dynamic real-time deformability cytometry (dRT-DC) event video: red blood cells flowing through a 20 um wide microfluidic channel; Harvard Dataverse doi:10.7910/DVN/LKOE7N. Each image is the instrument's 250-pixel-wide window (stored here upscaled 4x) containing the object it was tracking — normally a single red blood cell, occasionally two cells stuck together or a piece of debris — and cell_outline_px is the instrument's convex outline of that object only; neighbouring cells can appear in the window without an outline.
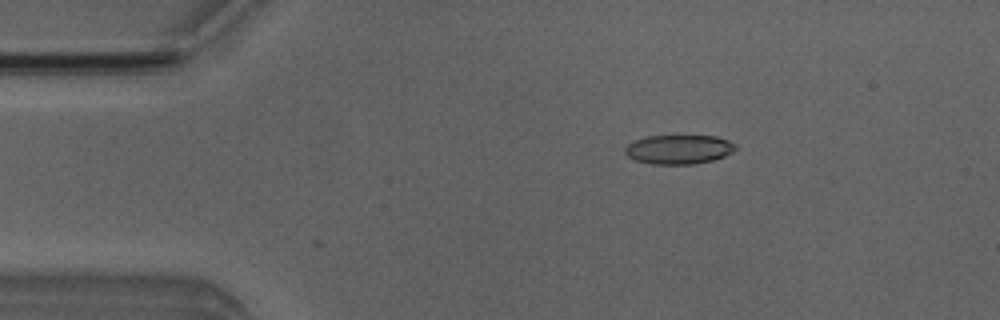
{"species": "Egyptian fruit bat (a non-hibernating species)", "species_latin": "Rousettus aegyptiacus", "temperature_condition": "room temperature", "stored_images_in_passage": 8, "camera_frame_rate_fps": 3000, "um_per_image_px": 0.085, "animal": {"sex": "male"}, "frame": {"image": 1, "passage_image": 3, "time_ms": 2.333, "image_size_px": [1000, 320], "cell_outline_px": [[736, 148], [724, 156], [712, 160], [692, 164], [652, 164], [636, 160], [628, 156], [624, 152], [624, 148], [628, 144], [636, 140], [648, 136], [716, 136], [728, 140], [736, 144]], "centroid_in_image_um": [57.68, 12.69], "position_along_channel_um": 27.3, "area_um2": 18.61}}
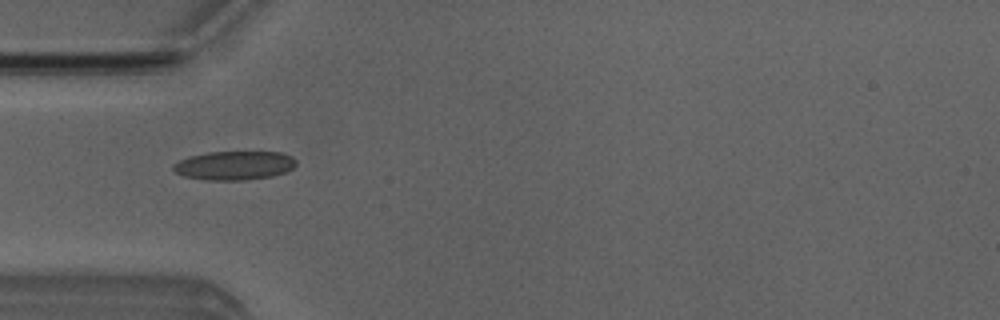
{"frame": {"image": 2, "passage_image": 5, "time_ms": 4.667, "image_size_px": [1000, 320], "cell_outline_px": [[296, 164], [292, 168], [284, 172], [272, 176], [244, 180], [208, 180], [184, 176], [176, 172], [172, 168], [172, 164], [188, 156], [208, 152], [284, 152], [292, 156], [296, 160]], "centroid_in_image_um": [19.91, 14.05], "position_along_channel_um": 65.1, "area_um2": 20.69}}